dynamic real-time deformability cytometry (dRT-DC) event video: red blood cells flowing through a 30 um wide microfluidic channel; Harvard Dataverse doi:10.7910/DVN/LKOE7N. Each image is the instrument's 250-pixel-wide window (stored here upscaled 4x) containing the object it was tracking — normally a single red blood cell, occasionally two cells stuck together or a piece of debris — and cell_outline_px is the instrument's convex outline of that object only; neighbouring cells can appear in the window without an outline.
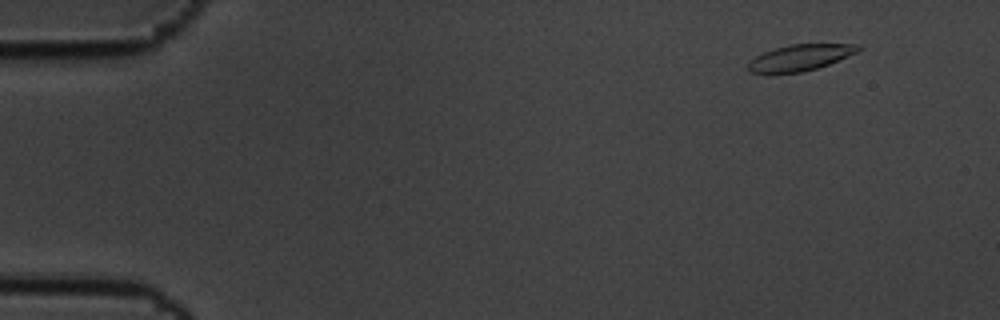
{"species": "common noctule bat (a hibernating species)", "species_latin": "Nyctalus noctula", "temperature_condition": "cold", "stored_images_in_passage": 55, "camera_frame_rate_fps": 3000, "um_per_image_px": 0.085, "animal": {"sex": "male", "body_mass_g": 19.5, "forearm_length_mm": 54.6}, "frame": {"image": 1, "passage_image": 1, "time_ms": 0.0, "image_size_px": [1000, 320], "cell_outline_px": [[864, 48], [860, 52], [828, 64], [804, 72], [752, 72], [748, 68], [748, 64], [756, 56], [764, 52], [788, 44], [860, 44]], "centroid_in_image_um": [68.12, 4.87], "position_along_channel_um": 16.9, "area_um2": 16.59}}
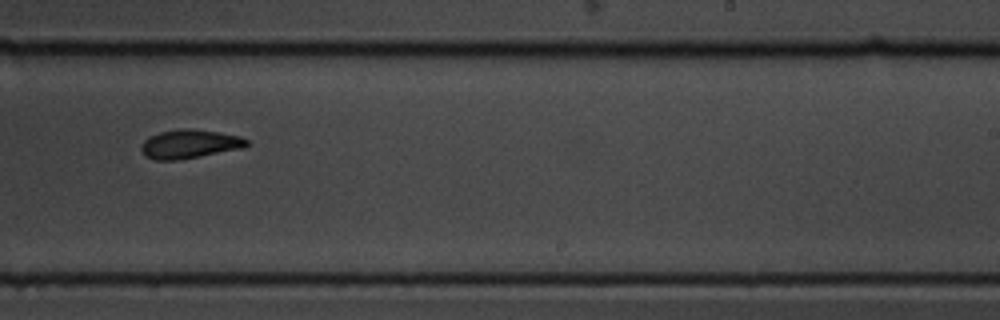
{"frame": {"image": 2, "passage_image": 33, "time_ms": 10.667, "image_size_px": [1000, 320], "cell_outline_px": [[252, 144], [244, 148], [200, 156], [176, 160], [156, 160], [144, 156], [140, 148], [140, 144], [148, 136], [160, 132], [180, 128], [192, 128], [240, 136], [248, 140]], "centroid_in_image_um": [16.11, 12.23], "position_along_channel_um": 272.9, "area_um2": 17.92}}
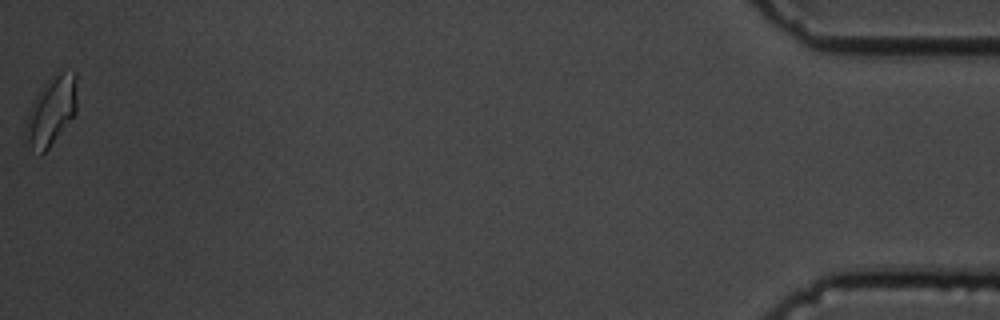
{"frame": {"image": 3, "passage_image": 55, "time_ms": 18.0, "image_size_px": [1000, 320], "cell_outline_px": [[76, 112], [48, 148], [40, 156], [28, 144], [24, 132], [24, 128], [28, 112], [40, 88], [52, 76], [76, 72]], "centroid_in_image_um": [4.33, 9.47], "position_along_channel_um": 430.9, "area_um2": 20.0}, "authors_computed_cell_mechanics": {"area_um2": 17.9758, "velocity_mm_per_s": 3.4007, "shape_relaxation_time_tau1_ms": 3.4396, "shape_relaxation_time_tau2_ms": 5.024, "deformation_change_tau1": 0.1237, "deformation_change_tau2": 0.087}}